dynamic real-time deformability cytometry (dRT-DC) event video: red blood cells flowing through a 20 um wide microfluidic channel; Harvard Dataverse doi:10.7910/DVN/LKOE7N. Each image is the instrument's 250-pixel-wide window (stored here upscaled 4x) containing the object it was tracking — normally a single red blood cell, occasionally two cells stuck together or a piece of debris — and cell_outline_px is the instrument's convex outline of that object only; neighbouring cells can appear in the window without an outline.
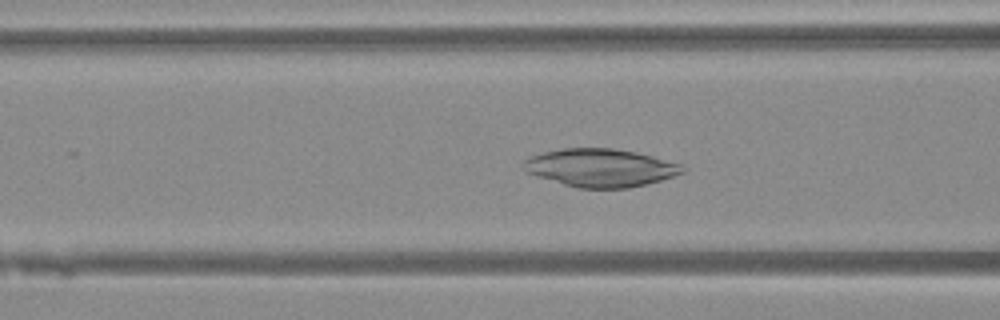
{"species": "Egyptian fruit bat (a non-hibernating species)", "species_latin": "Rousettus aegyptiacus", "temperature_condition": "warm", "stored_images_in_passage": 49, "camera_frame_rate_fps": 3000, "um_per_image_px": 0.085, "animal": {"sex": "female"}, "frame": {"image": 1, "passage_image": 19, "time_ms": 6.0, "image_size_px": [1000, 320], "cell_outline_px": [[684, 172], [660, 180], [628, 188], [580, 188], [564, 184], [536, 176], [524, 172], [520, 168], [520, 164], [524, 160], [532, 156], [544, 152], [564, 148], [612, 148], [636, 152], [652, 156], [680, 164]], "centroid_in_image_um": [50.96, 14.25], "position_along_channel_um": 115.6, "area_um2": 34.97}}
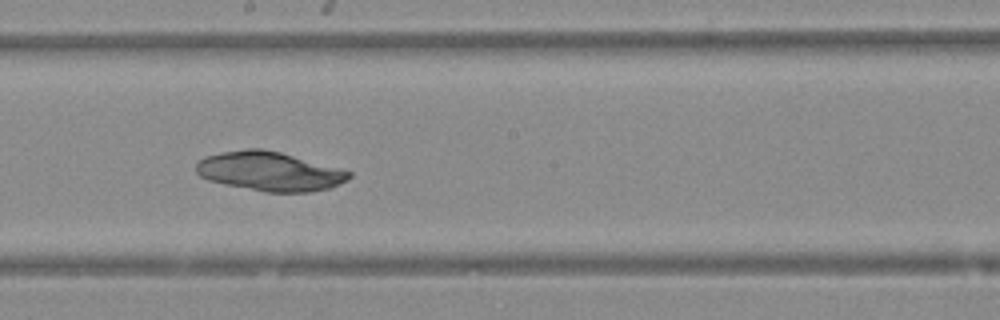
{"frame": {"image": 2, "passage_image": 27, "time_ms": 8.667, "image_size_px": [1000, 320], "cell_outline_px": [[352, 176], [348, 180], [332, 188], [312, 192], [264, 192], [224, 184], [208, 180], [200, 176], [196, 172], [196, 164], [204, 156], [220, 152], [244, 148], [260, 148], [280, 152], [352, 172]], "centroid_in_image_um": [22.91, 14.57], "position_along_channel_um": 225.3, "area_um2": 35.03}}
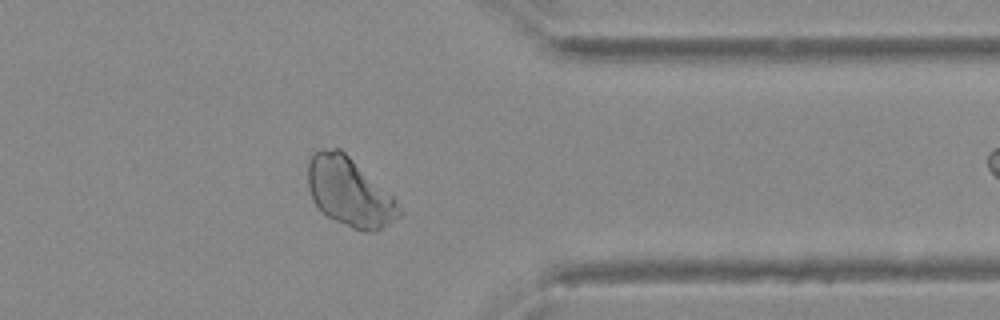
{"frame": {"image": 3, "passage_image": 39, "time_ms": 12.667, "image_size_px": [1000, 320], "cell_outline_px": [[404, 212], [400, 216], [376, 232], [364, 232], [352, 228], [328, 216], [312, 200], [308, 188], [308, 160], [312, 152], [320, 148], [340, 148], [392, 196], [396, 200]], "centroid_in_image_um": [29.69, 16.31], "position_along_channel_um": 381.7, "area_um2": 36.41}}